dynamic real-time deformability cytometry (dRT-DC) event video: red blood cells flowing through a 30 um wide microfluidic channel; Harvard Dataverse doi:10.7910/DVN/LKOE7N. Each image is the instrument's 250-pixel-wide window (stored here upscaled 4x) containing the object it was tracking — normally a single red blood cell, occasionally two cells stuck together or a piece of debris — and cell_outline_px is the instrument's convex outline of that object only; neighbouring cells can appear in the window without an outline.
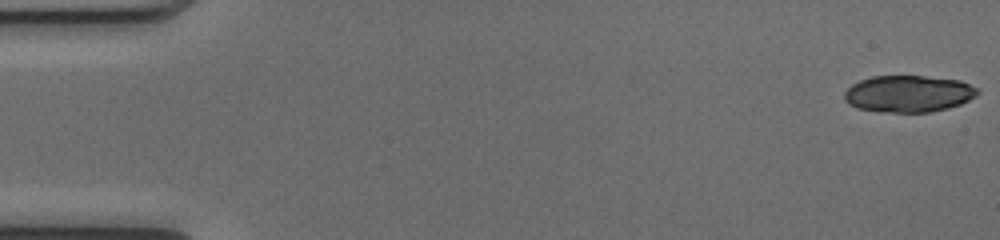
{"species": "common noctule bat (a hibernating species)", "species_latin": "Nyctalus noctula", "temperature_condition": "cold", "stored_images_in_passage": 52, "camera_frame_rate_fps": 3000, "um_per_image_px": 0.085, "animal": {"sex": "female", "body_mass_g": 17.0, "forearm_length_mm": 48.0}, "frame": {"image": 1, "passage_image": 1, "time_ms": 0.0, "image_size_px": [1000, 240], "cell_outline_px": [[980, 92], [976, 96], [960, 104], [948, 108], [928, 112], [876, 112], [856, 108], [848, 104], [844, 100], [844, 92], [852, 84], [860, 80], [872, 76], [924, 76], [960, 80], [976, 88]], "centroid_in_image_um": [77.18, 7.97], "position_along_channel_um": 7.8, "area_um2": 28.67}, "authors_computed_cell_mechanics": {"area_um2": 17.8024, "velocity_mm_per_s": 4.0649, "shape_relaxation_time_tau1_ms": null, "shape_relaxation_time_tau2_ms": 1.9921, "deformation_change_tau1": null, "deformation_change_tau2": 0.073}}